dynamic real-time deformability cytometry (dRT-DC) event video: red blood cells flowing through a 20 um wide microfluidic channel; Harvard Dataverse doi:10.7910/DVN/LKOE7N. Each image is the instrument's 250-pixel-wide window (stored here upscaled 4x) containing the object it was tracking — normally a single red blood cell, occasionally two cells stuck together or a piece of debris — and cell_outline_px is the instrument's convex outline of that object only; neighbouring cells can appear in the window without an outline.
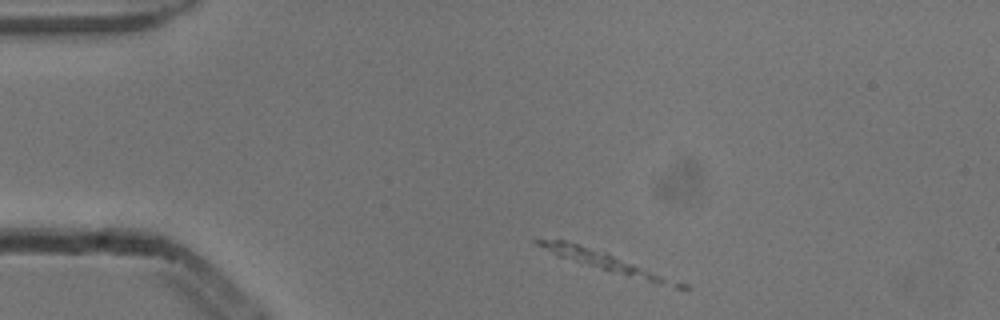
{"species": "common noctule bat (a hibernating species)", "species_latin": "Nyctalus noctula", "temperature_condition": "cold", "stored_images_in_passage": 3, "camera_frame_rate_fps": 3000, "um_per_image_px": 0.085, "animal": {"sex": "male", "body_mass_g": 13.3}, "frame": {"image": 1, "passage_image": 1, "time_ms": 0.0, "image_size_px": [1000, 320], "cell_outline_px": [[692, 288], [676, 288], [656, 284], [624, 276], [556, 256], [536, 244], [532, 240], [564, 240], [604, 252], [688, 284]], "centroid_in_image_um": [51.59, 22.31], "position_along_channel_um": 33.4, "area_um2": 15.66}}